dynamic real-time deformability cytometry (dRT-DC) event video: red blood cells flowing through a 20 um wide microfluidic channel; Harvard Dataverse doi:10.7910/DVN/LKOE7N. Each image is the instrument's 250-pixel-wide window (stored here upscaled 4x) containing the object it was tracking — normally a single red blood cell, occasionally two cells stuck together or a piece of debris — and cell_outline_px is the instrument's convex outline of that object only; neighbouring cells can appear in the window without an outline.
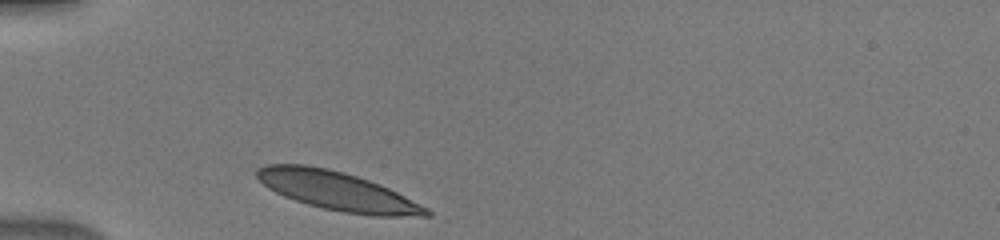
{"species": "human", "species_latin": "Homo sapiens", "temperature_condition": "warm", "stored_images_in_passage": 29, "camera_frame_rate_fps": 3000, "um_per_image_px": 0.085, "donor": {"sex": "male"}, "frame": {"image": 1, "passage_image": 1, "time_ms": 0.0, "image_size_px": [1000, 240], "cell_outline_px": [[432, 216], [372, 216], [344, 212], [324, 208], [308, 204], [284, 196], [268, 188], [256, 176], [256, 168], [264, 164], [304, 164], [328, 168], [344, 172], [380, 184], [428, 208], [432, 212]], "centroid_in_image_um": [28.66, 16.22], "position_along_channel_um": 56.3, "area_um2": 37.97}}
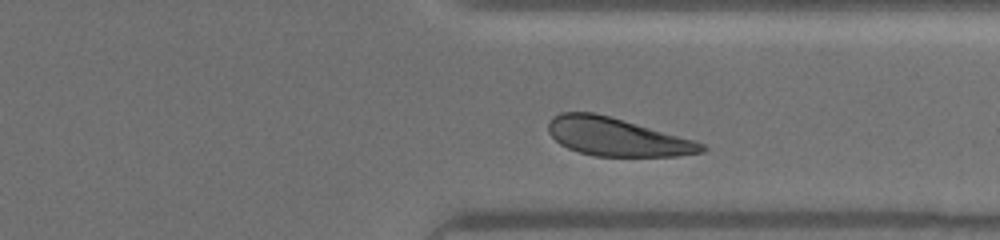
{"frame": {"image": 2, "passage_image": 25, "time_ms": 8.0, "image_size_px": [1000, 240], "cell_outline_px": [[708, 148], [704, 152], [680, 156], [596, 156], [580, 152], [568, 148], [560, 144], [548, 132], [548, 120], [560, 112], [596, 112], [692, 140], [704, 144]], "centroid_in_image_um": [52.4, 11.64], "position_along_channel_um": 359.0, "area_um2": 33.81}}